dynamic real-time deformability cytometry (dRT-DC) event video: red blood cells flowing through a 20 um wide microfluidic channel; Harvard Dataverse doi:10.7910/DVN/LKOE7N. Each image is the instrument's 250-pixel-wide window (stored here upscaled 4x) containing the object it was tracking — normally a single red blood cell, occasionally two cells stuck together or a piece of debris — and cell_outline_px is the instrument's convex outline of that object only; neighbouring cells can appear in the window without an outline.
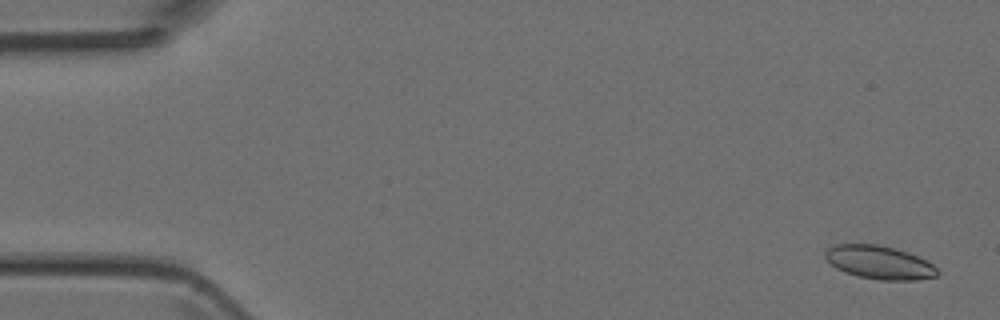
{"species": "Egyptian fruit bat (a non-hibernating species)", "species_latin": "Rousettus aegyptiacus", "temperature_condition": "room temperature", "stored_images_in_passage": 48, "camera_frame_rate_fps": 3000, "um_per_image_px": 0.085, "animal": {"sex": "female"}, "frame": {"image": 1, "passage_image": 2, "time_ms": 0.333, "image_size_px": [1000, 320], "cell_outline_px": [[940, 272], [936, 276], [916, 280], [880, 280], [860, 276], [844, 272], [836, 268], [824, 256], [824, 252], [832, 244], [876, 244], [908, 252], [932, 264]], "centroid_in_image_um": [74.72, 22.3], "position_along_channel_um": 10.3, "area_um2": 21.62}}
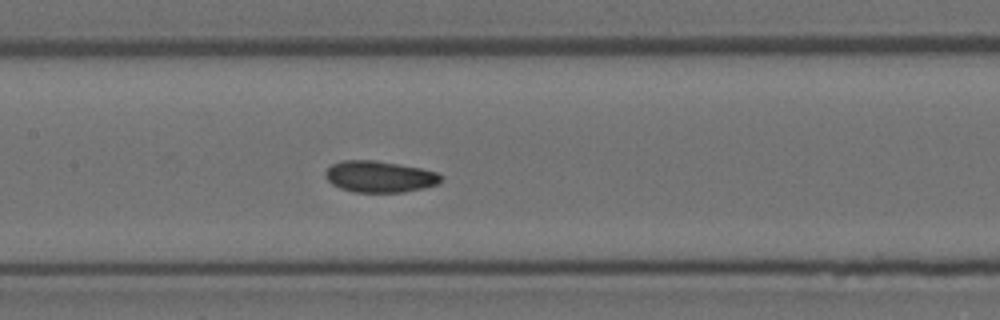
{"frame": {"image": 2, "passage_image": 23, "time_ms": 7.333, "image_size_px": [1000, 320], "cell_outline_px": [[444, 176], [440, 184], [424, 188], [404, 192], [352, 192], [340, 188], [332, 184], [324, 176], [324, 172], [332, 164], [344, 160], [376, 160], [420, 168], [436, 172]], "centroid_in_image_um": [32.28, 15.02], "position_along_channel_um": 175.1, "area_um2": 21.33}}
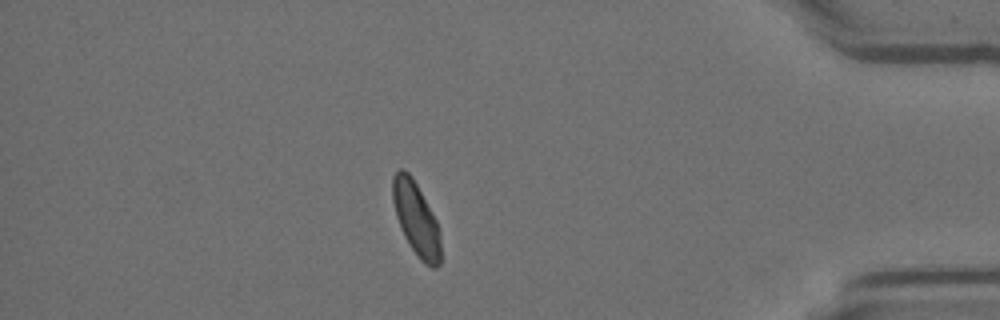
{"frame": {"image": 3, "passage_image": 42, "time_ms": 13.667, "image_size_px": [1000, 320], "cell_outline_px": [[440, 264], [436, 268], [432, 268], [420, 260], [404, 236], [400, 228], [396, 216], [392, 200], [392, 176], [400, 168], [404, 168], [412, 176], [436, 220], [440, 232]], "centroid_in_image_um": [35.35, 18.58], "position_along_channel_um": 399.8, "area_um2": 20.52}}